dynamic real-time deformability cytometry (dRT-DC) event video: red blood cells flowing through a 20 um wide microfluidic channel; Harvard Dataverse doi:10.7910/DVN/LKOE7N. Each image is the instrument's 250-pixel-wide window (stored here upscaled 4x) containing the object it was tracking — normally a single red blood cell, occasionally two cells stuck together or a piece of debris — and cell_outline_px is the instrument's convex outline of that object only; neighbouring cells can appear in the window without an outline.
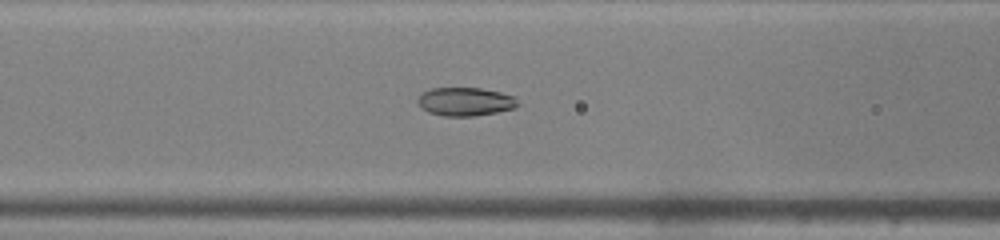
{"species": "common noctule bat (a hibernating species)", "species_latin": "Nyctalus noctula", "temperature_condition": "warm", "stored_images_in_passage": 35, "camera_frame_rate_fps": 3000, "um_per_image_px": 0.085, "animal": {"sex": "male", "body_mass_g": 19.0, "forearm_length_mm": 50.8}, "frame": {"image": 1, "passage_image": 8, "time_ms": 2.333, "image_size_px": [1000, 240], "cell_outline_px": [[520, 104], [516, 108], [476, 116], [444, 116], [428, 112], [416, 100], [424, 92], [432, 88], [480, 88], [500, 92], [516, 96]], "centroid_in_image_um": [39.62, 8.64], "position_along_channel_um": 127.0, "area_um2": 16.59}}
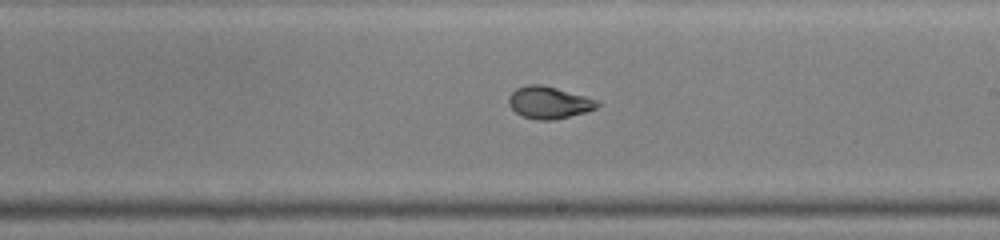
{"frame": {"image": 2, "passage_image": 16, "time_ms": 5.0, "image_size_px": [1000, 240], "cell_outline_px": [[600, 104], [596, 108], [584, 112], [552, 120], [536, 120], [524, 116], [516, 112], [508, 104], [508, 96], [516, 88], [528, 84], [544, 84], [584, 96], [596, 100]], "centroid_in_image_um": [46.62, 8.7], "position_along_channel_um": 242.4, "area_um2": 16.42}}
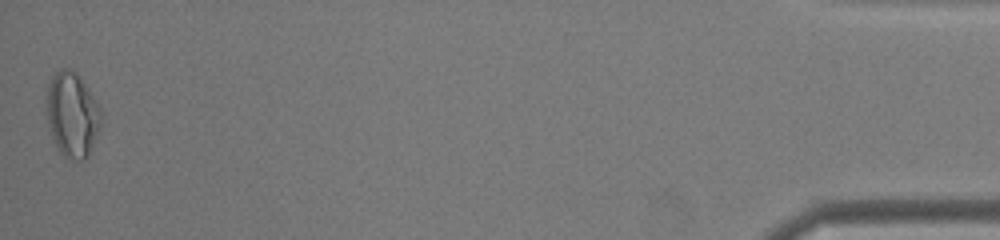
{"frame": {"image": 3, "passage_image": 35, "time_ms": 11.333, "image_size_px": [1000, 240], "cell_outline_px": [[100, 128], [88, 156], [84, 160], [72, 160], [60, 156], [52, 136], [48, 124], [48, 84], [52, 76], [60, 68], [68, 68], [76, 72], [100, 108]], "centroid_in_image_um": [6.13, 9.79], "position_along_channel_um": 429.1, "area_um2": 26.59}}